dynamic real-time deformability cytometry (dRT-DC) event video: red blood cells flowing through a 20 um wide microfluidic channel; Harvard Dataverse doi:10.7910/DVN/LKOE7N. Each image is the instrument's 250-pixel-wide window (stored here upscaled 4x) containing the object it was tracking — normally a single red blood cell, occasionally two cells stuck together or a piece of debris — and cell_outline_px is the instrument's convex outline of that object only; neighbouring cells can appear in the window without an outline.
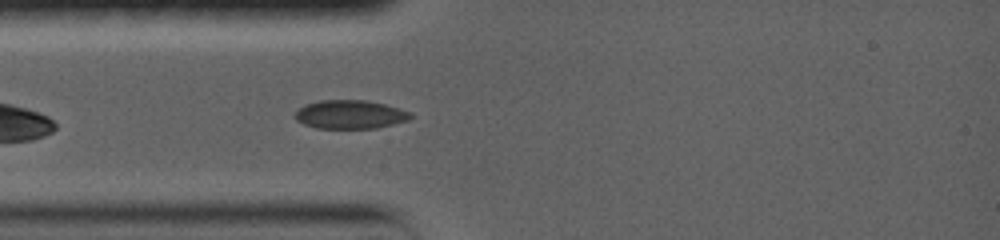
{"species": "common noctule bat (a hibernating species)", "species_latin": "Nyctalus noctula", "temperature_condition": "warm", "stored_images_in_passage": 7, "camera_frame_rate_fps": 5000, "um_per_image_px": 0.085, "animal": {"sex": "female", "body_mass_g": 19.0, "forearm_length_mm": 56.7}, "frame": {"image": 1, "passage_image": 6, "time_ms": 1.2, "image_size_px": [1000, 240], "cell_outline_px": [[412, 116], [408, 120], [376, 128], [316, 128], [304, 124], [296, 120], [296, 112], [304, 104], [320, 100], [364, 100], [384, 104], [412, 112]], "centroid_in_image_um": [29.75, 9.72], "position_along_channel_um": 55.2, "area_um2": 19.13}}